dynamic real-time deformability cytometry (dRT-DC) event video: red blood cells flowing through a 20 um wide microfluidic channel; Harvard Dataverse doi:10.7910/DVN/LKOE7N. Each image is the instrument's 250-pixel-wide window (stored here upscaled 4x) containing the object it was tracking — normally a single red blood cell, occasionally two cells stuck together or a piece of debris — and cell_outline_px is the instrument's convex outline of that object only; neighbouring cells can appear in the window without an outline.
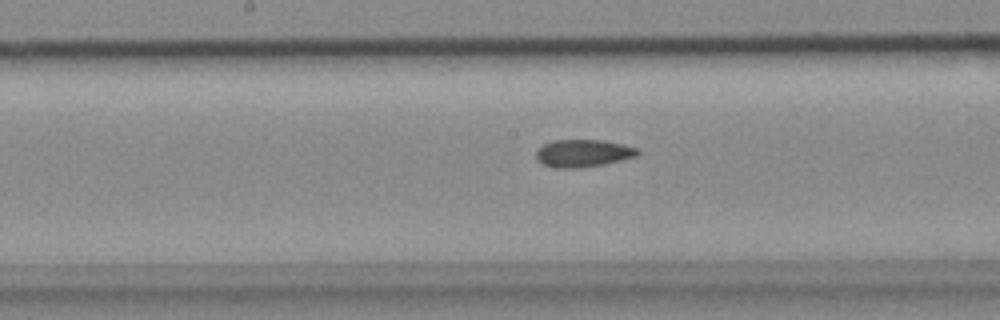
{"species": "common noctule bat (a hibernating species)", "species_latin": "Nyctalus noctula", "temperature_condition": "cold", "stored_images_in_passage": 46, "camera_frame_rate_fps": 3000, "um_per_image_px": 0.085, "animal": {"sex": "female", "body_mass_g": 18.4}, "frame": {"image": 1, "passage_image": 27, "time_ms": 8.667, "image_size_px": [1000, 320], "cell_outline_px": [[640, 152], [636, 156], [604, 164], [580, 168], [556, 168], [544, 164], [536, 160], [536, 152], [544, 144], [552, 140], [600, 140], [624, 144], [640, 148]], "centroid_in_image_um": [49.58, 13.02], "position_along_channel_um": 198.6, "area_um2": 16.3}}
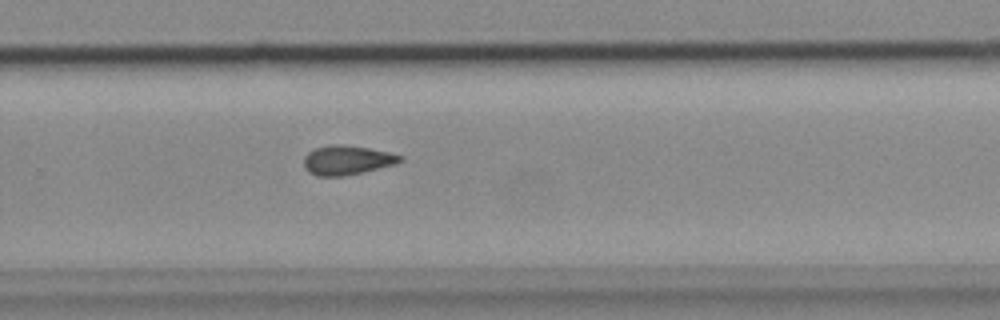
{"frame": {"image": 2, "passage_image": 35, "time_ms": 11.333, "image_size_px": [1000, 320], "cell_outline_px": [[404, 160], [396, 164], [364, 172], [344, 176], [316, 176], [308, 172], [304, 168], [304, 156], [308, 152], [316, 148], [332, 144], [344, 144], [368, 148], [388, 152], [404, 156]], "centroid_in_image_um": [29.5, 13.61], "position_along_channel_um": 300.3, "area_um2": 16.65}}
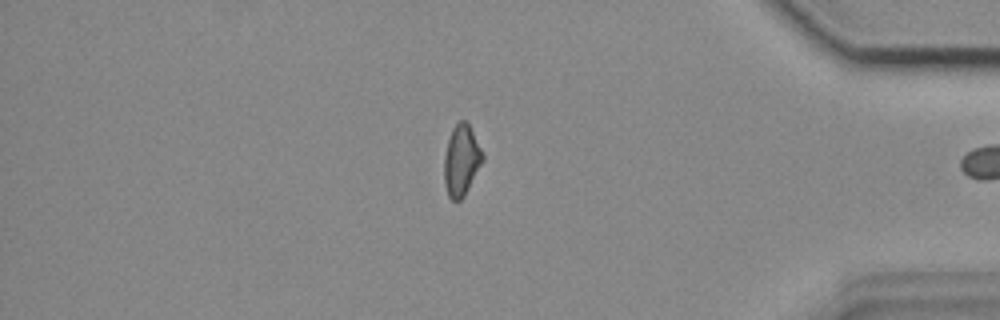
{"frame": {"image": 3, "passage_image": 45, "time_ms": 14.667, "image_size_px": [1000, 320], "cell_outline_px": [[484, 160], [464, 196], [460, 200], [452, 200], [448, 196], [444, 184], [444, 156], [448, 140], [452, 128], [460, 120], [464, 120], [468, 124], [484, 156]], "centroid_in_image_um": [39.2, 13.66], "position_along_channel_um": 396.0, "area_um2": 15.72}}